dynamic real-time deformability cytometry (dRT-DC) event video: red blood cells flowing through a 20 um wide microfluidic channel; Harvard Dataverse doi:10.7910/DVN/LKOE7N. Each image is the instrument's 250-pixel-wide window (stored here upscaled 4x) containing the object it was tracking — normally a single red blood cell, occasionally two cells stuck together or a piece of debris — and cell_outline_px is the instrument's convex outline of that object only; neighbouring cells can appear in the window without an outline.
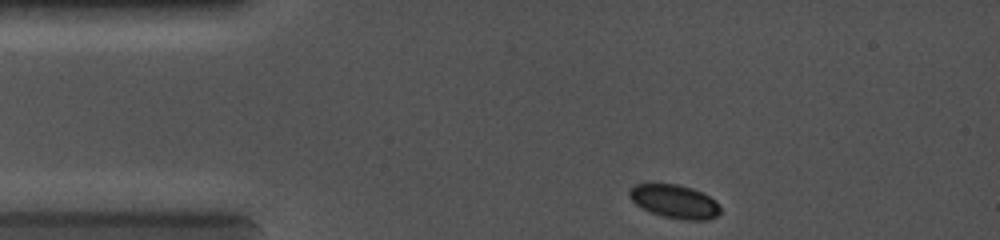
{"species": "common noctule bat (a hibernating species)", "species_latin": "Nyctalus noctula", "temperature_condition": "cold", "stored_images_in_passage": 23, "camera_frame_rate_fps": 5000, "um_per_image_px": 0.085, "animal": {"sex": "female", "body_mass_g": 19.0, "forearm_length_mm": 56.7}, "frame": {"image": 1, "passage_image": 1, "time_ms": 0.0, "image_size_px": [1000, 240], "cell_outline_px": [[720, 212], [716, 216], [708, 220], [684, 220], [664, 216], [652, 212], [636, 204], [628, 196], [628, 192], [636, 184], [676, 184], [692, 188], [716, 200], [720, 208]], "centroid_in_image_um": [57.36, 17.13], "position_along_channel_um": 27.6, "area_um2": 17.51}}
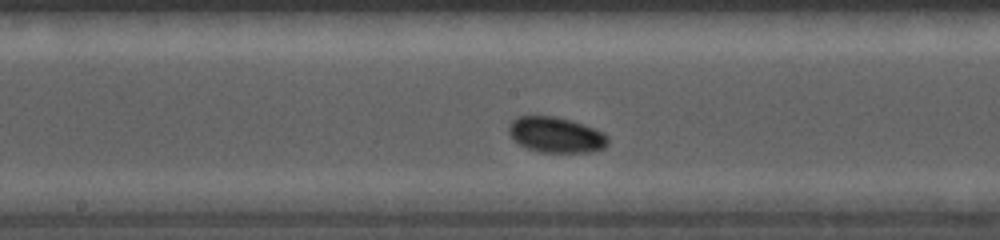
{"frame": {"image": 2, "passage_image": 15, "time_ms": 4.8, "image_size_px": [1000, 240], "cell_outline_px": [[608, 144], [604, 148], [588, 152], [540, 152], [528, 148], [520, 144], [508, 132], [508, 128], [512, 120], [516, 116], [552, 116], [568, 120], [604, 132], [608, 136]], "centroid_in_image_um": [47.26, 11.46], "position_along_channel_um": 200.9, "area_um2": 20.23}}
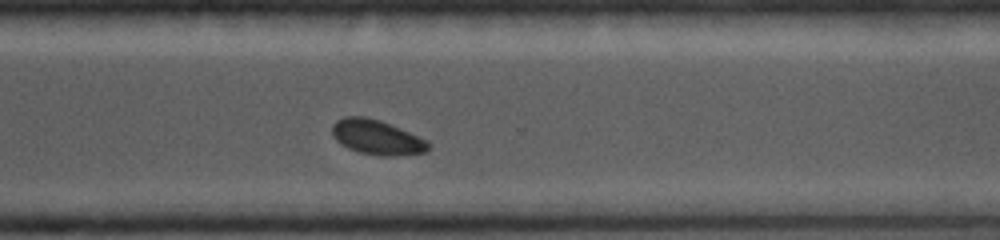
{"frame": {"image": 3, "passage_image": 23, "time_ms": 7.8, "image_size_px": [1000, 240], "cell_outline_px": [[432, 148], [428, 152], [396, 156], [380, 156], [360, 152], [348, 148], [340, 144], [332, 136], [332, 124], [336, 120], [344, 116], [364, 116], [380, 120], [400, 128], [432, 144]], "centroid_in_image_um": [32.02, 11.67], "position_along_channel_um": 338.6, "area_um2": 19.65}}